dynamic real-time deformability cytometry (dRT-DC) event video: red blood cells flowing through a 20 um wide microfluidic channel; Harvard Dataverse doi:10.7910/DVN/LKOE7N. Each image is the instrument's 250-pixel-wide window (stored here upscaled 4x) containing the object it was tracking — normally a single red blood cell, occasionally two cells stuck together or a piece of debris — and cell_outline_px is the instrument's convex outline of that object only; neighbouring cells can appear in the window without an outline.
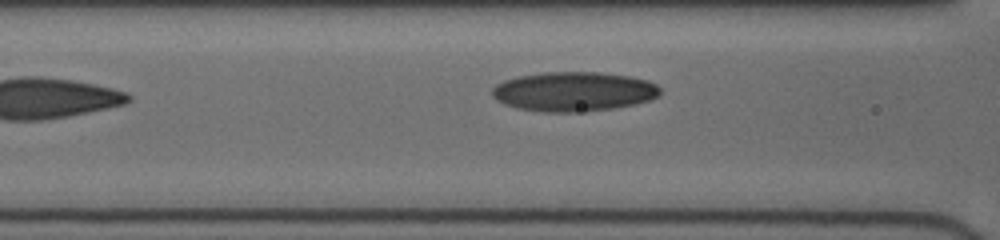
{"species": "human", "species_latin": "Homo sapiens", "temperature_condition": "cold", "stored_images_in_passage": 7, "camera_frame_rate_fps": 3000, "um_per_image_px": 0.085, "donor": {"sex": "female"}, "frame": {"image": 1, "passage_image": 7, "time_ms": 3.667, "image_size_px": [1000, 240], "cell_outline_px": [[660, 92], [656, 96], [648, 100], [632, 104], [612, 108], [572, 112], [544, 112], [516, 108], [504, 104], [496, 100], [492, 96], [492, 88], [496, 84], [504, 80], [520, 76], [544, 72], [600, 72], [628, 76], [648, 80], [656, 84], [660, 88]], "centroid_in_image_um": [48.72, 7.77], "position_along_channel_um": 117.9, "area_um2": 38.44}}